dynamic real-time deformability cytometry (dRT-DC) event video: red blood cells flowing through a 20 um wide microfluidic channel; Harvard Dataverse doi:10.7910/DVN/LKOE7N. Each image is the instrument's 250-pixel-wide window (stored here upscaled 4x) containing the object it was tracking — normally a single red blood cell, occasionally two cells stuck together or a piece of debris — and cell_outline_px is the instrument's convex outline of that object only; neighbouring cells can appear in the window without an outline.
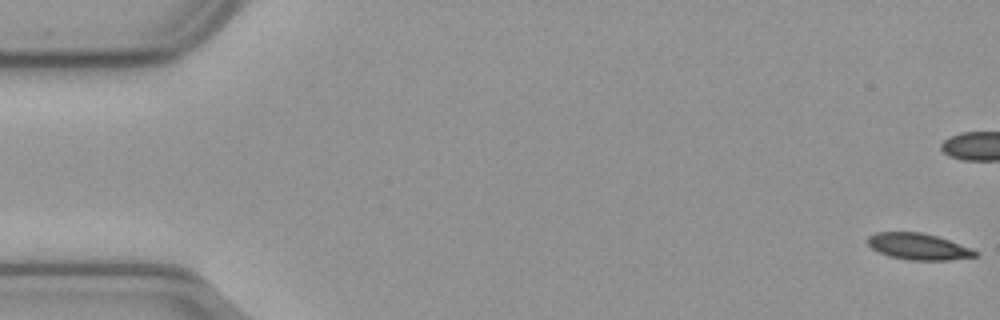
{"species": "common noctule bat (a hibernating species)", "species_latin": "Nyctalus noctula", "temperature_condition": "cold", "stored_images_in_passage": 58, "camera_frame_rate_fps": 3000, "um_per_image_px": 0.085, "animal": {"sex": "male", "body_mass_g": 23.1, "forearm_length_mm": 52.7}, "frame": {"image": 1, "passage_image": 1, "time_ms": 0.0, "image_size_px": [1000, 320], "cell_outline_px": [[980, 256], [948, 260], [908, 260], [888, 256], [872, 248], [864, 240], [868, 236], [876, 232], [920, 232], [936, 236], [972, 248]], "centroid_in_image_um": [78.04, 20.95], "position_along_channel_um": 7.0, "area_um2": 16.59}, "authors_computed_cell_mechanics": {"area_um2": 17.5134, "velocity_mm_per_s": 3.6302, "shape_relaxation_time_tau1_ms": 9.9074, "shape_relaxation_time_tau2_ms": null, "deformation_change_tau1": 0.164, "deformation_change_tau2": null}}